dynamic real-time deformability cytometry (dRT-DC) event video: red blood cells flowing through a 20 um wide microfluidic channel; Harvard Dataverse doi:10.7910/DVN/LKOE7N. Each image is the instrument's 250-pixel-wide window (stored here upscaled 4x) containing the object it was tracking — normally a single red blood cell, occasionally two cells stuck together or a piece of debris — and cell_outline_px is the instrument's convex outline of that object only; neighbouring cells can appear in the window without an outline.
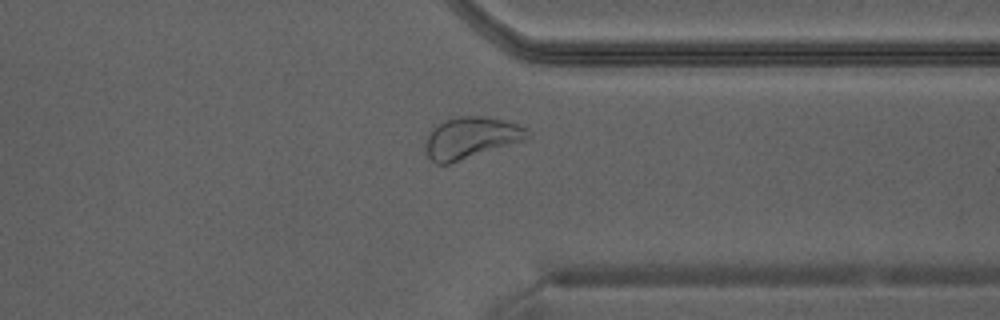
{"species": "Egyptian fruit bat (a non-hibernating species)", "species_latin": "Rousettus aegyptiacus", "temperature_condition": "warm", "stored_images_in_passage": 30, "camera_frame_rate_fps": 3000, "um_per_image_px": 0.085, "animal": {"sex": "male"}, "frame": {"image": 1, "passage_image": 22, "time_ms": 7.0, "image_size_px": [1000, 320], "cell_outline_px": [[532, 136], [524, 140], [448, 164], [436, 164], [424, 152], [424, 144], [428, 136], [444, 120], [460, 116], [488, 116], [520, 124], [532, 132]], "centroid_in_image_um": [40.07, 11.7], "position_along_channel_um": 371.3, "area_um2": 24.57}}